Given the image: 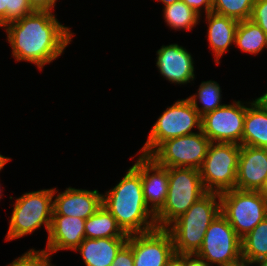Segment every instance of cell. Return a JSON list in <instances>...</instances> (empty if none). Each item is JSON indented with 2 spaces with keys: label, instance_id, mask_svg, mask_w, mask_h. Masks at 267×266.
I'll return each mask as SVG.
<instances>
[{
  "label": "cell",
  "instance_id": "cell-2",
  "mask_svg": "<svg viewBox=\"0 0 267 266\" xmlns=\"http://www.w3.org/2000/svg\"><path fill=\"white\" fill-rule=\"evenodd\" d=\"M122 179L102 192V205L115 217L127 235L146 233L157 228L155 214L147 206L141 180V154Z\"/></svg>",
  "mask_w": 267,
  "mask_h": 266
},
{
  "label": "cell",
  "instance_id": "cell-6",
  "mask_svg": "<svg viewBox=\"0 0 267 266\" xmlns=\"http://www.w3.org/2000/svg\"><path fill=\"white\" fill-rule=\"evenodd\" d=\"M150 128L139 154L150 156L164 141L200 131L201 116L187 98L178 99L167 106Z\"/></svg>",
  "mask_w": 267,
  "mask_h": 266
},
{
  "label": "cell",
  "instance_id": "cell-26",
  "mask_svg": "<svg viewBox=\"0 0 267 266\" xmlns=\"http://www.w3.org/2000/svg\"><path fill=\"white\" fill-rule=\"evenodd\" d=\"M255 0H216L212 12L237 21L250 19Z\"/></svg>",
  "mask_w": 267,
  "mask_h": 266
},
{
  "label": "cell",
  "instance_id": "cell-44",
  "mask_svg": "<svg viewBox=\"0 0 267 266\" xmlns=\"http://www.w3.org/2000/svg\"><path fill=\"white\" fill-rule=\"evenodd\" d=\"M0 29H4V26L1 24V21H0Z\"/></svg>",
  "mask_w": 267,
  "mask_h": 266
},
{
  "label": "cell",
  "instance_id": "cell-24",
  "mask_svg": "<svg viewBox=\"0 0 267 266\" xmlns=\"http://www.w3.org/2000/svg\"><path fill=\"white\" fill-rule=\"evenodd\" d=\"M198 86L196 93L188 96L187 99L201 117L225 105L222 103V89L217 81H202Z\"/></svg>",
  "mask_w": 267,
  "mask_h": 266
},
{
  "label": "cell",
  "instance_id": "cell-10",
  "mask_svg": "<svg viewBox=\"0 0 267 266\" xmlns=\"http://www.w3.org/2000/svg\"><path fill=\"white\" fill-rule=\"evenodd\" d=\"M211 141L198 132L164 141L150 156L167 168L185 167L199 170Z\"/></svg>",
  "mask_w": 267,
  "mask_h": 266
},
{
  "label": "cell",
  "instance_id": "cell-9",
  "mask_svg": "<svg viewBox=\"0 0 267 266\" xmlns=\"http://www.w3.org/2000/svg\"><path fill=\"white\" fill-rule=\"evenodd\" d=\"M196 255L210 266H231L242 261L241 238L222 213L209 225Z\"/></svg>",
  "mask_w": 267,
  "mask_h": 266
},
{
  "label": "cell",
  "instance_id": "cell-32",
  "mask_svg": "<svg viewBox=\"0 0 267 266\" xmlns=\"http://www.w3.org/2000/svg\"><path fill=\"white\" fill-rule=\"evenodd\" d=\"M58 0H28L34 10L38 11H55Z\"/></svg>",
  "mask_w": 267,
  "mask_h": 266
},
{
  "label": "cell",
  "instance_id": "cell-29",
  "mask_svg": "<svg viewBox=\"0 0 267 266\" xmlns=\"http://www.w3.org/2000/svg\"><path fill=\"white\" fill-rule=\"evenodd\" d=\"M250 19L267 35V0H255Z\"/></svg>",
  "mask_w": 267,
  "mask_h": 266
},
{
  "label": "cell",
  "instance_id": "cell-16",
  "mask_svg": "<svg viewBox=\"0 0 267 266\" xmlns=\"http://www.w3.org/2000/svg\"><path fill=\"white\" fill-rule=\"evenodd\" d=\"M267 180V148L240 146L235 188L259 191Z\"/></svg>",
  "mask_w": 267,
  "mask_h": 266
},
{
  "label": "cell",
  "instance_id": "cell-20",
  "mask_svg": "<svg viewBox=\"0 0 267 266\" xmlns=\"http://www.w3.org/2000/svg\"><path fill=\"white\" fill-rule=\"evenodd\" d=\"M241 145L267 148V110L253 98L246 101Z\"/></svg>",
  "mask_w": 267,
  "mask_h": 266
},
{
  "label": "cell",
  "instance_id": "cell-42",
  "mask_svg": "<svg viewBox=\"0 0 267 266\" xmlns=\"http://www.w3.org/2000/svg\"><path fill=\"white\" fill-rule=\"evenodd\" d=\"M3 168H4V166L0 169V172L3 170ZM2 193H3V189H2V184L0 183V200H1L2 196H4Z\"/></svg>",
  "mask_w": 267,
  "mask_h": 266
},
{
  "label": "cell",
  "instance_id": "cell-43",
  "mask_svg": "<svg viewBox=\"0 0 267 266\" xmlns=\"http://www.w3.org/2000/svg\"><path fill=\"white\" fill-rule=\"evenodd\" d=\"M212 5L216 2V0H208Z\"/></svg>",
  "mask_w": 267,
  "mask_h": 266
},
{
  "label": "cell",
  "instance_id": "cell-25",
  "mask_svg": "<svg viewBox=\"0 0 267 266\" xmlns=\"http://www.w3.org/2000/svg\"><path fill=\"white\" fill-rule=\"evenodd\" d=\"M241 256L249 263L267 257V216L241 238Z\"/></svg>",
  "mask_w": 267,
  "mask_h": 266
},
{
  "label": "cell",
  "instance_id": "cell-12",
  "mask_svg": "<svg viewBox=\"0 0 267 266\" xmlns=\"http://www.w3.org/2000/svg\"><path fill=\"white\" fill-rule=\"evenodd\" d=\"M126 244L132 249L134 266H166L175 254L172 236L166 228L129 235Z\"/></svg>",
  "mask_w": 267,
  "mask_h": 266
},
{
  "label": "cell",
  "instance_id": "cell-39",
  "mask_svg": "<svg viewBox=\"0 0 267 266\" xmlns=\"http://www.w3.org/2000/svg\"><path fill=\"white\" fill-rule=\"evenodd\" d=\"M261 196L267 201V180L264 183L263 187L259 190Z\"/></svg>",
  "mask_w": 267,
  "mask_h": 266
},
{
  "label": "cell",
  "instance_id": "cell-35",
  "mask_svg": "<svg viewBox=\"0 0 267 266\" xmlns=\"http://www.w3.org/2000/svg\"><path fill=\"white\" fill-rule=\"evenodd\" d=\"M6 6L7 0H0V21L3 26H6Z\"/></svg>",
  "mask_w": 267,
  "mask_h": 266
},
{
  "label": "cell",
  "instance_id": "cell-41",
  "mask_svg": "<svg viewBox=\"0 0 267 266\" xmlns=\"http://www.w3.org/2000/svg\"><path fill=\"white\" fill-rule=\"evenodd\" d=\"M231 266H253V265H252V263L241 261V262H239L235 265H231Z\"/></svg>",
  "mask_w": 267,
  "mask_h": 266
},
{
  "label": "cell",
  "instance_id": "cell-17",
  "mask_svg": "<svg viewBox=\"0 0 267 266\" xmlns=\"http://www.w3.org/2000/svg\"><path fill=\"white\" fill-rule=\"evenodd\" d=\"M141 180L144 200L156 214L164 205L169 185L168 168L151 156L141 154Z\"/></svg>",
  "mask_w": 267,
  "mask_h": 266
},
{
  "label": "cell",
  "instance_id": "cell-13",
  "mask_svg": "<svg viewBox=\"0 0 267 266\" xmlns=\"http://www.w3.org/2000/svg\"><path fill=\"white\" fill-rule=\"evenodd\" d=\"M158 73L171 84L184 85L194 83L195 61L192 53L178 43L162 45L156 51Z\"/></svg>",
  "mask_w": 267,
  "mask_h": 266
},
{
  "label": "cell",
  "instance_id": "cell-11",
  "mask_svg": "<svg viewBox=\"0 0 267 266\" xmlns=\"http://www.w3.org/2000/svg\"><path fill=\"white\" fill-rule=\"evenodd\" d=\"M245 115L246 102L232 100V103L203 115L201 131L211 142L241 146Z\"/></svg>",
  "mask_w": 267,
  "mask_h": 266
},
{
  "label": "cell",
  "instance_id": "cell-14",
  "mask_svg": "<svg viewBox=\"0 0 267 266\" xmlns=\"http://www.w3.org/2000/svg\"><path fill=\"white\" fill-rule=\"evenodd\" d=\"M85 221L73 216L57 215L52 212V221L47 234L46 248L39 249L51 261L59 251H74L85 239Z\"/></svg>",
  "mask_w": 267,
  "mask_h": 266
},
{
  "label": "cell",
  "instance_id": "cell-37",
  "mask_svg": "<svg viewBox=\"0 0 267 266\" xmlns=\"http://www.w3.org/2000/svg\"><path fill=\"white\" fill-rule=\"evenodd\" d=\"M12 159L10 157L4 156L0 153V169L3 166H6V164H8V162H10Z\"/></svg>",
  "mask_w": 267,
  "mask_h": 266
},
{
  "label": "cell",
  "instance_id": "cell-4",
  "mask_svg": "<svg viewBox=\"0 0 267 266\" xmlns=\"http://www.w3.org/2000/svg\"><path fill=\"white\" fill-rule=\"evenodd\" d=\"M5 241L32 235L45 228L49 233L53 212V187L25 192L15 198Z\"/></svg>",
  "mask_w": 267,
  "mask_h": 266
},
{
  "label": "cell",
  "instance_id": "cell-21",
  "mask_svg": "<svg viewBox=\"0 0 267 266\" xmlns=\"http://www.w3.org/2000/svg\"><path fill=\"white\" fill-rule=\"evenodd\" d=\"M85 238H128L115 217L103 206L85 221Z\"/></svg>",
  "mask_w": 267,
  "mask_h": 266
},
{
  "label": "cell",
  "instance_id": "cell-27",
  "mask_svg": "<svg viewBox=\"0 0 267 266\" xmlns=\"http://www.w3.org/2000/svg\"><path fill=\"white\" fill-rule=\"evenodd\" d=\"M51 260L41 251L33 248L28 249L21 256L15 258L5 266H52Z\"/></svg>",
  "mask_w": 267,
  "mask_h": 266
},
{
  "label": "cell",
  "instance_id": "cell-3",
  "mask_svg": "<svg viewBox=\"0 0 267 266\" xmlns=\"http://www.w3.org/2000/svg\"><path fill=\"white\" fill-rule=\"evenodd\" d=\"M220 213V194L207 191L166 228L172 236L174 252L196 254L203 244L206 230Z\"/></svg>",
  "mask_w": 267,
  "mask_h": 266
},
{
  "label": "cell",
  "instance_id": "cell-30",
  "mask_svg": "<svg viewBox=\"0 0 267 266\" xmlns=\"http://www.w3.org/2000/svg\"><path fill=\"white\" fill-rule=\"evenodd\" d=\"M111 266H134L133 252L127 244H125L116 254Z\"/></svg>",
  "mask_w": 267,
  "mask_h": 266
},
{
  "label": "cell",
  "instance_id": "cell-8",
  "mask_svg": "<svg viewBox=\"0 0 267 266\" xmlns=\"http://www.w3.org/2000/svg\"><path fill=\"white\" fill-rule=\"evenodd\" d=\"M221 213L242 238L267 216V201L259 191L232 189L220 193Z\"/></svg>",
  "mask_w": 267,
  "mask_h": 266
},
{
  "label": "cell",
  "instance_id": "cell-36",
  "mask_svg": "<svg viewBox=\"0 0 267 266\" xmlns=\"http://www.w3.org/2000/svg\"><path fill=\"white\" fill-rule=\"evenodd\" d=\"M255 99L259 101L262 106L267 110V90L265 91V93L261 94L260 97H256Z\"/></svg>",
  "mask_w": 267,
  "mask_h": 266
},
{
  "label": "cell",
  "instance_id": "cell-19",
  "mask_svg": "<svg viewBox=\"0 0 267 266\" xmlns=\"http://www.w3.org/2000/svg\"><path fill=\"white\" fill-rule=\"evenodd\" d=\"M128 238H85L74 250L79 252L85 266H111L116 254Z\"/></svg>",
  "mask_w": 267,
  "mask_h": 266
},
{
  "label": "cell",
  "instance_id": "cell-34",
  "mask_svg": "<svg viewBox=\"0 0 267 266\" xmlns=\"http://www.w3.org/2000/svg\"><path fill=\"white\" fill-rule=\"evenodd\" d=\"M166 266H185V254H174Z\"/></svg>",
  "mask_w": 267,
  "mask_h": 266
},
{
  "label": "cell",
  "instance_id": "cell-15",
  "mask_svg": "<svg viewBox=\"0 0 267 266\" xmlns=\"http://www.w3.org/2000/svg\"><path fill=\"white\" fill-rule=\"evenodd\" d=\"M56 188L53 187V211L57 215L86 220L102 205V193L97 189L87 190L69 186L59 192Z\"/></svg>",
  "mask_w": 267,
  "mask_h": 266
},
{
  "label": "cell",
  "instance_id": "cell-22",
  "mask_svg": "<svg viewBox=\"0 0 267 266\" xmlns=\"http://www.w3.org/2000/svg\"><path fill=\"white\" fill-rule=\"evenodd\" d=\"M235 48L242 53L259 55L267 49V35L251 19L239 21L235 34Z\"/></svg>",
  "mask_w": 267,
  "mask_h": 266
},
{
  "label": "cell",
  "instance_id": "cell-38",
  "mask_svg": "<svg viewBox=\"0 0 267 266\" xmlns=\"http://www.w3.org/2000/svg\"><path fill=\"white\" fill-rule=\"evenodd\" d=\"M252 265L254 266H267V257L255 260L252 262Z\"/></svg>",
  "mask_w": 267,
  "mask_h": 266
},
{
  "label": "cell",
  "instance_id": "cell-28",
  "mask_svg": "<svg viewBox=\"0 0 267 266\" xmlns=\"http://www.w3.org/2000/svg\"><path fill=\"white\" fill-rule=\"evenodd\" d=\"M35 10L28 0H7L6 6V25L23 18Z\"/></svg>",
  "mask_w": 267,
  "mask_h": 266
},
{
  "label": "cell",
  "instance_id": "cell-7",
  "mask_svg": "<svg viewBox=\"0 0 267 266\" xmlns=\"http://www.w3.org/2000/svg\"><path fill=\"white\" fill-rule=\"evenodd\" d=\"M240 145L211 142L199 169L208 192L223 193L235 189Z\"/></svg>",
  "mask_w": 267,
  "mask_h": 266
},
{
  "label": "cell",
  "instance_id": "cell-40",
  "mask_svg": "<svg viewBox=\"0 0 267 266\" xmlns=\"http://www.w3.org/2000/svg\"><path fill=\"white\" fill-rule=\"evenodd\" d=\"M156 1H158V2H162V4H163L164 6H167V5H170V4H173V3L177 2V1H179V0H156Z\"/></svg>",
  "mask_w": 267,
  "mask_h": 266
},
{
  "label": "cell",
  "instance_id": "cell-31",
  "mask_svg": "<svg viewBox=\"0 0 267 266\" xmlns=\"http://www.w3.org/2000/svg\"><path fill=\"white\" fill-rule=\"evenodd\" d=\"M190 8L202 15L212 12V4L208 0H183Z\"/></svg>",
  "mask_w": 267,
  "mask_h": 266
},
{
  "label": "cell",
  "instance_id": "cell-18",
  "mask_svg": "<svg viewBox=\"0 0 267 266\" xmlns=\"http://www.w3.org/2000/svg\"><path fill=\"white\" fill-rule=\"evenodd\" d=\"M207 25L208 48L212 51L215 63L220 65L222 56L235 44V34L239 21L209 12L203 16Z\"/></svg>",
  "mask_w": 267,
  "mask_h": 266
},
{
  "label": "cell",
  "instance_id": "cell-1",
  "mask_svg": "<svg viewBox=\"0 0 267 266\" xmlns=\"http://www.w3.org/2000/svg\"><path fill=\"white\" fill-rule=\"evenodd\" d=\"M52 11H38L4 26L11 57L34 64L41 72L65 53L75 34Z\"/></svg>",
  "mask_w": 267,
  "mask_h": 266
},
{
  "label": "cell",
  "instance_id": "cell-33",
  "mask_svg": "<svg viewBox=\"0 0 267 266\" xmlns=\"http://www.w3.org/2000/svg\"><path fill=\"white\" fill-rule=\"evenodd\" d=\"M185 266H210L196 254H185Z\"/></svg>",
  "mask_w": 267,
  "mask_h": 266
},
{
  "label": "cell",
  "instance_id": "cell-5",
  "mask_svg": "<svg viewBox=\"0 0 267 266\" xmlns=\"http://www.w3.org/2000/svg\"><path fill=\"white\" fill-rule=\"evenodd\" d=\"M168 192L163 207L155 214L157 228H167L207 191L200 172L194 168H168Z\"/></svg>",
  "mask_w": 267,
  "mask_h": 266
},
{
  "label": "cell",
  "instance_id": "cell-23",
  "mask_svg": "<svg viewBox=\"0 0 267 266\" xmlns=\"http://www.w3.org/2000/svg\"><path fill=\"white\" fill-rule=\"evenodd\" d=\"M163 19L169 29L176 31H191L202 20L201 15L190 8L183 0L163 6Z\"/></svg>",
  "mask_w": 267,
  "mask_h": 266
}]
</instances>
